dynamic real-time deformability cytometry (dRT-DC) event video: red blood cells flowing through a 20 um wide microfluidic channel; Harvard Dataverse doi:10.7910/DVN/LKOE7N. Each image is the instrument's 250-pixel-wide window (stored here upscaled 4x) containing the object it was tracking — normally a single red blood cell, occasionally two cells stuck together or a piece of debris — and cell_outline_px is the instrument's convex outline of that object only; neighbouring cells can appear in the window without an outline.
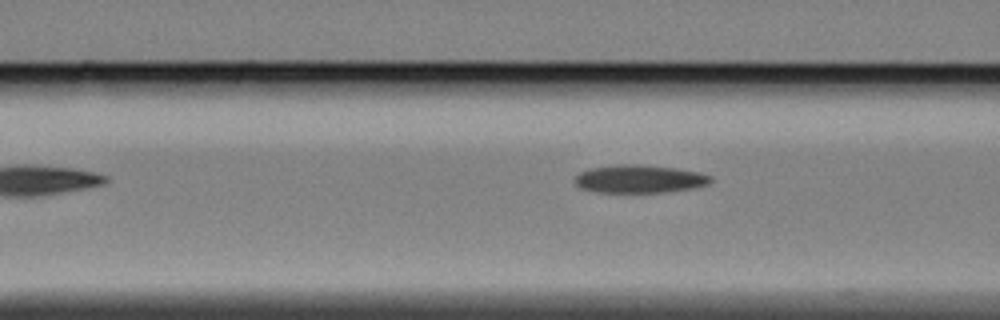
{"species": "Egyptian fruit bat (a non-hibernating species)", "species_latin": "Rousettus aegyptiacus", "temperature_condition": "cold", "stored_images_in_passage": 9, "camera_frame_rate_fps": 3000, "um_per_image_px": 0.085, "animal": {"sex": "female"}, "frame": {"image": 1, "passage_image": 6, "time_ms": 1.667, "image_size_px": [1000, 320], "cell_outline_px": [[712, 180], [708, 184], [692, 188], [664, 192], [600, 192], [580, 188], [576, 184], [576, 176], [580, 172], [592, 168], [616, 164], [632, 164], [676, 168], [700, 172], [712, 176]], "centroid_in_image_um": [54.38, 15.2], "position_along_channel_um": 112.2, "area_um2": 21.96}}